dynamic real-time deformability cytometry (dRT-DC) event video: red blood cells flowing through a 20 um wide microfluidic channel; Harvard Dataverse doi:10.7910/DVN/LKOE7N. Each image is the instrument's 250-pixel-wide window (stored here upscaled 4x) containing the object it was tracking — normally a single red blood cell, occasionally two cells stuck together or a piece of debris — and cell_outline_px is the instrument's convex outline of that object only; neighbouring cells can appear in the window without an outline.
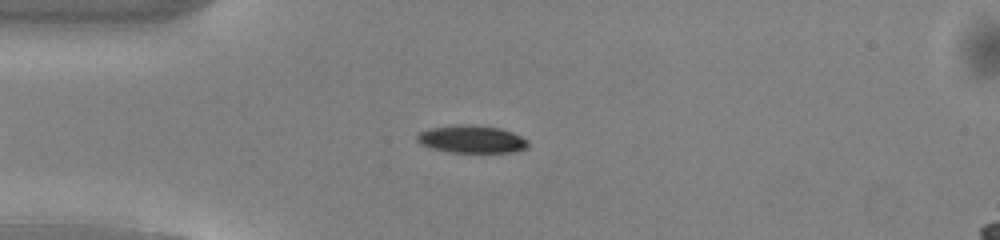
{"species": "common noctule bat (a hibernating species)", "species_latin": "Nyctalus noctula", "temperature_condition": "warm", "stored_images_in_passage": 38, "camera_frame_rate_fps": 3000, "um_per_image_px": 0.085, "animal": {"sex": "male", "body_mass_g": 13.0, "forearm_length_mm": 53.1}, "frame": {"image": 1, "passage_image": 1, "time_ms": 0.0, "image_size_px": [1000, 240], "cell_outline_px": [[528, 148], [516, 152], [448, 152], [432, 148], [420, 144], [416, 140], [416, 136], [420, 132], [428, 128], [456, 124], [472, 124], [500, 128], [512, 132], [528, 140]], "centroid_in_image_um": [40.08, 11.82], "position_along_channel_um": 44.9, "area_um2": 18.09}}
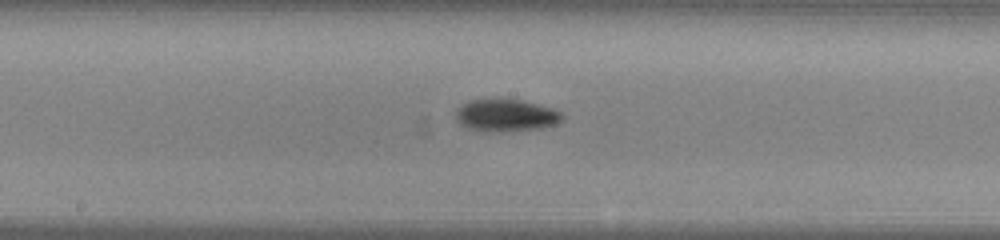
{"frame": {"image": 2, "passage_image": 14, "time_ms": 4.333, "image_size_px": [1000, 240], "cell_outline_px": [[564, 120], [556, 124], [544, 128], [500, 132], [480, 132], [468, 128], [460, 124], [456, 120], [456, 108], [460, 104], [468, 100], [520, 100], [540, 104], [552, 108], [560, 112], [564, 116]], "centroid_in_image_um": [43.0, 9.83], "position_along_channel_um": 205.2, "area_um2": 20.35}}
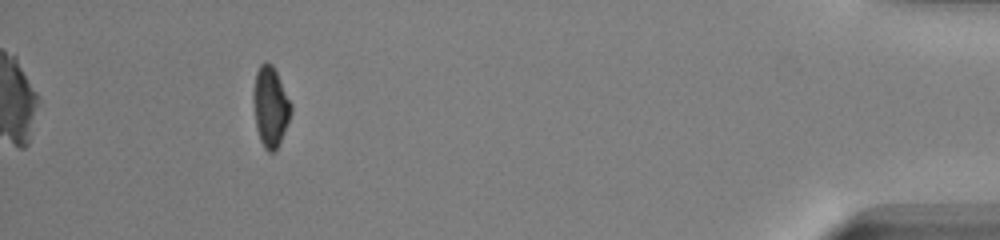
{"frame": {"image": 3, "passage_image": 34, "time_ms": 11.0, "image_size_px": [1000, 240], "cell_outline_px": [[292, 112], [280, 140], [276, 148], [272, 152], [268, 152], [264, 148], [260, 140], [256, 128], [252, 100], [252, 92], [256, 72], [260, 64], [264, 60], [272, 64], [292, 104]], "centroid_in_image_um": [22.96, 9.03], "position_along_channel_um": 412.2, "area_um2": 17.63}, "authors_computed_cell_mechanics": {"area_um2": 18.3515, "velocity_mm_per_s": 4.1103, "shape_relaxation_time_tau1_ms": 3.0614, "shape_relaxation_time_tau2_ms": null, "deformation_change_tau1": 0.1209, "deformation_change_tau2": null}}